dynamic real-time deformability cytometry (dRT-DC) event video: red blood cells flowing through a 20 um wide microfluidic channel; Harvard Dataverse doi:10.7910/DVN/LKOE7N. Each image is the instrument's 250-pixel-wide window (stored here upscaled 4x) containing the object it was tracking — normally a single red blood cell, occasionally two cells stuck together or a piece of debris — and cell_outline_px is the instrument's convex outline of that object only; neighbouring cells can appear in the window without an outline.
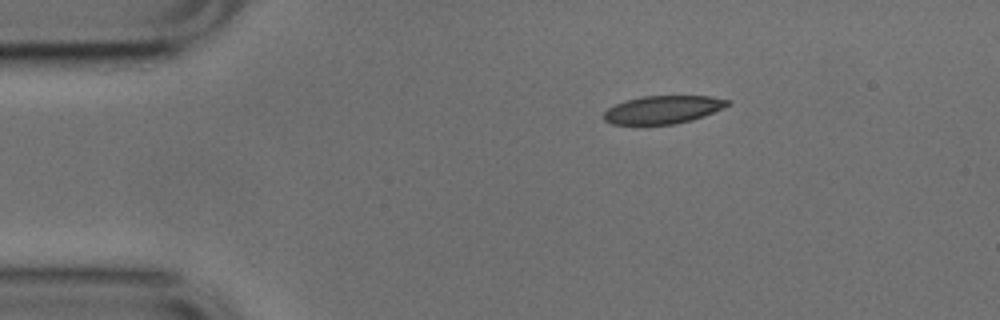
{"species": "common noctule bat (a hibernating species)", "species_latin": "Nyctalus noctula", "temperature_condition": "cold", "stored_images_in_passage": 44, "camera_frame_rate_fps": 3000, "um_per_image_px": 0.085, "animal": {"sex": "male", "body_mass_g": 17.9, "forearm_length_mm": 54.2}, "frame": {"image": 1, "passage_image": 1, "time_ms": 0.0, "image_size_px": [1000, 320], "cell_outline_px": [[732, 104], [704, 116], [692, 120], [676, 124], [640, 128], [612, 124], [604, 120], [604, 112], [608, 108], [616, 104], [628, 100], [644, 96], [712, 96], [732, 100]], "centroid_in_image_um": [56.33, 9.37], "position_along_channel_um": 28.7, "area_um2": 21.1}}
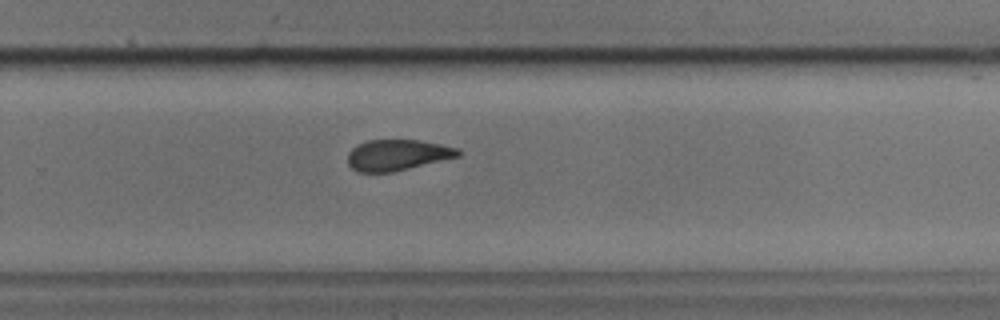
{"frame": {"image": 2, "passage_image": 26, "time_ms": 8.333, "image_size_px": [1000, 320], "cell_outline_px": [[464, 152], [460, 156], [392, 172], [360, 172], [352, 168], [348, 164], [348, 152], [356, 144], [368, 140], [416, 140], [440, 144], [460, 148]], "centroid_in_image_um": [33.8, 13.17], "position_along_channel_um": 296.0, "area_um2": 19.94}}
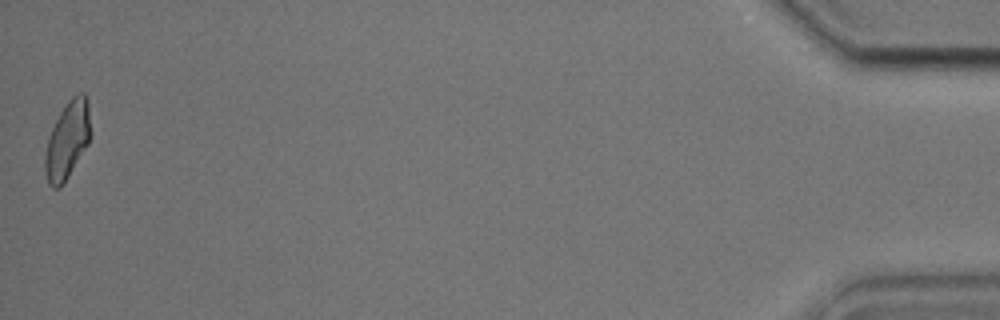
{"frame": {"image": 3, "passage_image": 44, "time_ms": 14.333, "image_size_px": [1000, 320], "cell_outline_px": [[92, 136], [88, 144], [68, 176], [60, 188], [52, 188], [48, 184], [44, 172], [44, 156], [48, 136], [60, 112], [68, 100], [72, 96], [80, 92], [84, 92], [88, 100], [92, 132]], "centroid_in_image_um": [5.74, 11.9], "position_along_channel_um": 429.5, "area_um2": 20.92}, "authors_computed_cell_mechanics": {"area_um2": 21.1548, "velocity_mm_per_s": 3.8085, "shape_relaxation_time_tau1_ms": 3.7336, "shape_relaxation_time_tau2_ms": 2.6633, "deformation_change_tau1": 0.1133, "deformation_change_tau2": 0.0879}}